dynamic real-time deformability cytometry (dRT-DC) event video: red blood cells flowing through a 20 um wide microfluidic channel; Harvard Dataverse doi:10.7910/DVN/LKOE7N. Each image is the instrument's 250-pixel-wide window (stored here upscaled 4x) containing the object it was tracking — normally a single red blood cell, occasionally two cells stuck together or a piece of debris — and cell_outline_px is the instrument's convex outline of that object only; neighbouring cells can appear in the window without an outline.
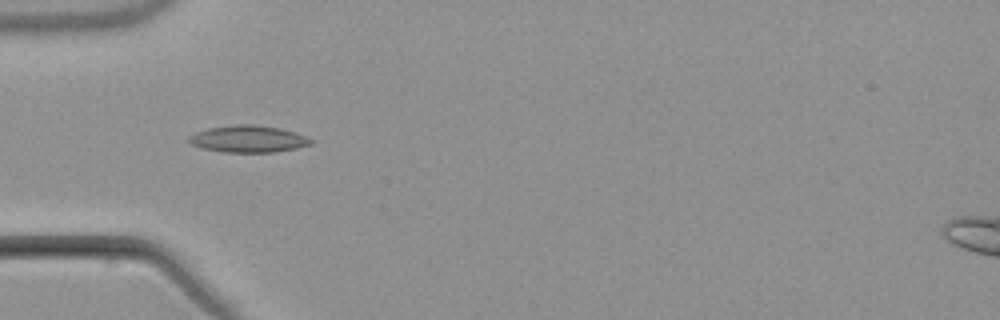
{"species": "common noctule bat (a hibernating species)", "species_latin": "Nyctalus noctula", "temperature_condition": "warm", "stored_images_in_passage": 6, "camera_frame_rate_fps": 3000, "um_per_image_px": 0.085, "animal": {"sex": "male", "body_mass_g": 21.5, "forearm_length_mm": 52.0}, "frame": {"image": 1, "passage_image": 5, "time_ms": 5.333, "image_size_px": [1000, 320], "cell_outline_px": [[312, 144], [296, 148], [276, 152], [224, 152], [204, 148], [192, 144], [188, 140], [188, 136], [196, 132], [208, 128], [236, 124], [252, 124], [280, 128], [304, 136], [312, 140]], "centroid_in_image_um": [21.08, 11.81], "position_along_channel_um": 63.9, "area_um2": 18.9}}
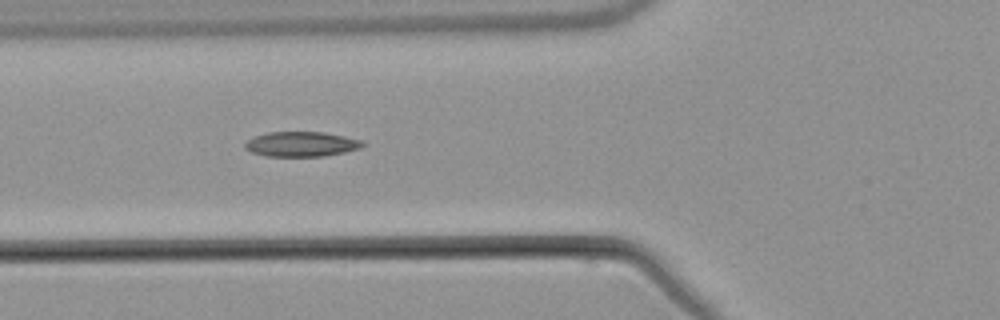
{"frame": {"image": 2, "passage_image": 6, "time_ms": 6.333, "image_size_px": [1000, 320], "cell_outline_px": [[368, 144], [360, 148], [344, 152], [324, 156], [268, 156], [252, 152], [244, 148], [244, 144], [252, 136], [268, 132], [324, 132], [364, 140]], "centroid_in_image_um": [25.64, 12.24], "position_along_channel_um": 100.2, "area_um2": 17.22}}